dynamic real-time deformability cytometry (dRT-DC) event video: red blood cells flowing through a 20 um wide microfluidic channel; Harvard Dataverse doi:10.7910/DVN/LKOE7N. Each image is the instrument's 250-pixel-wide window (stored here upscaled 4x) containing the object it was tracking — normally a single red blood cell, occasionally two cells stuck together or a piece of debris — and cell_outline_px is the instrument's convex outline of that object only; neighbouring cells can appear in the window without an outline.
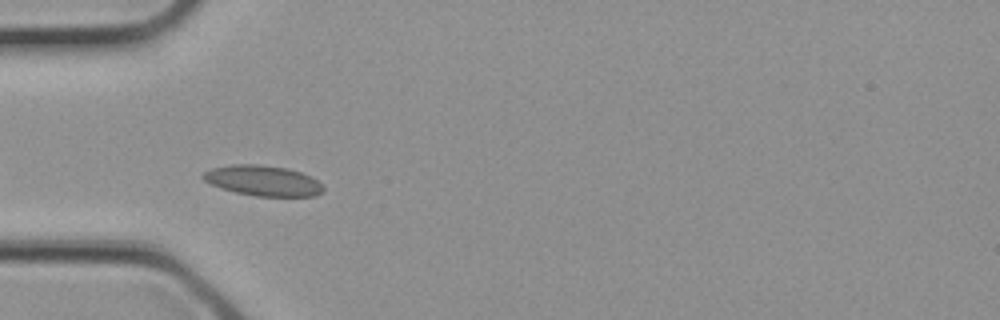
{"species": "common noctule bat (a hibernating species)", "species_latin": "Nyctalus noctula", "temperature_condition": "cold", "stored_images_in_passage": 1, "camera_frame_rate_fps": 3000, "um_per_image_px": 0.085, "animal": {"sex": "female", "body_mass_g": 21.9}, "frame": {"image": 1, "passage_image": 1, "time_ms": 0.0, "image_size_px": [1000, 320], "cell_outline_px": [[324, 192], [316, 196], [256, 196], [236, 192], [212, 184], [204, 180], [200, 176], [204, 172], [212, 168], [232, 164], [260, 164], [288, 168], [312, 176], [324, 188]], "centroid_in_image_um": [22.38, 15.35], "position_along_channel_um": 62.6, "area_um2": 21.27}}